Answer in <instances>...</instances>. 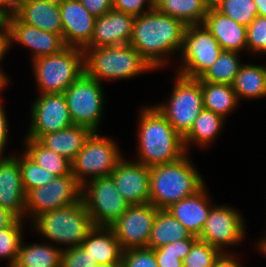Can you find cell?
I'll use <instances>...</instances> for the list:
<instances>
[{"mask_svg": "<svg viewBox=\"0 0 266 267\" xmlns=\"http://www.w3.org/2000/svg\"><path fill=\"white\" fill-rule=\"evenodd\" d=\"M186 25L179 19L153 7L136 16L130 45L156 70L170 63L169 58L181 52ZM174 53V54H173Z\"/></svg>", "mask_w": 266, "mask_h": 267, "instance_id": "cell-1", "label": "cell"}, {"mask_svg": "<svg viewBox=\"0 0 266 267\" xmlns=\"http://www.w3.org/2000/svg\"><path fill=\"white\" fill-rule=\"evenodd\" d=\"M139 111L135 161L152 167L178 161L187 154L183 138L154 105Z\"/></svg>", "mask_w": 266, "mask_h": 267, "instance_id": "cell-2", "label": "cell"}, {"mask_svg": "<svg viewBox=\"0 0 266 267\" xmlns=\"http://www.w3.org/2000/svg\"><path fill=\"white\" fill-rule=\"evenodd\" d=\"M204 185V179L187 153L178 161L150 167L149 203L157 209H167Z\"/></svg>", "mask_w": 266, "mask_h": 267, "instance_id": "cell-3", "label": "cell"}, {"mask_svg": "<svg viewBox=\"0 0 266 267\" xmlns=\"http://www.w3.org/2000/svg\"><path fill=\"white\" fill-rule=\"evenodd\" d=\"M85 73L103 84L134 78L155 71L130 44L98 48H84Z\"/></svg>", "mask_w": 266, "mask_h": 267, "instance_id": "cell-4", "label": "cell"}, {"mask_svg": "<svg viewBox=\"0 0 266 267\" xmlns=\"http://www.w3.org/2000/svg\"><path fill=\"white\" fill-rule=\"evenodd\" d=\"M32 230L48 241L63 244V249L81 246L88 233L95 227L82 198L60 209L45 212L35 217Z\"/></svg>", "mask_w": 266, "mask_h": 267, "instance_id": "cell-5", "label": "cell"}, {"mask_svg": "<svg viewBox=\"0 0 266 267\" xmlns=\"http://www.w3.org/2000/svg\"><path fill=\"white\" fill-rule=\"evenodd\" d=\"M40 94L64 93L84 72V50L66 46L59 53L31 61Z\"/></svg>", "mask_w": 266, "mask_h": 267, "instance_id": "cell-6", "label": "cell"}, {"mask_svg": "<svg viewBox=\"0 0 266 267\" xmlns=\"http://www.w3.org/2000/svg\"><path fill=\"white\" fill-rule=\"evenodd\" d=\"M175 82L167 101L154 106L184 138L203 109L201 81L175 72Z\"/></svg>", "mask_w": 266, "mask_h": 267, "instance_id": "cell-7", "label": "cell"}, {"mask_svg": "<svg viewBox=\"0 0 266 267\" xmlns=\"http://www.w3.org/2000/svg\"><path fill=\"white\" fill-rule=\"evenodd\" d=\"M118 143L93 131L71 162L72 174L82 186L88 180L110 176L124 157Z\"/></svg>", "mask_w": 266, "mask_h": 267, "instance_id": "cell-8", "label": "cell"}, {"mask_svg": "<svg viewBox=\"0 0 266 267\" xmlns=\"http://www.w3.org/2000/svg\"><path fill=\"white\" fill-rule=\"evenodd\" d=\"M221 46L204 24L187 25L180 52L177 74L200 79L218 59Z\"/></svg>", "mask_w": 266, "mask_h": 267, "instance_id": "cell-9", "label": "cell"}, {"mask_svg": "<svg viewBox=\"0 0 266 267\" xmlns=\"http://www.w3.org/2000/svg\"><path fill=\"white\" fill-rule=\"evenodd\" d=\"M102 86L84 72L65 90L64 96L74 124L86 126L92 131L100 130L106 102Z\"/></svg>", "mask_w": 266, "mask_h": 267, "instance_id": "cell-10", "label": "cell"}, {"mask_svg": "<svg viewBox=\"0 0 266 267\" xmlns=\"http://www.w3.org/2000/svg\"><path fill=\"white\" fill-rule=\"evenodd\" d=\"M81 191V198L94 226L110 227L130 205L117 190L111 176L88 180Z\"/></svg>", "mask_w": 266, "mask_h": 267, "instance_id": "cell-11", "label": "cell"}, {"mask_svg": "<svg viewBox=\"0 0 266 267\" xmlns=\"http://www.w3.org/2000/svg\"><path fill=\"white\" fill-rule=\"evenodd\" d=\"M82 186L74 175L55 177L47 185L36 187L26 193V217H35L55 209L73 205L81 199Z\"/></svg>", "mask_w": 266, "mask_h": 267, "instance_id": "cell-12", "label": "cell"}, {"mask_svg": "<svg viewBox=\"0 0 266 267\" xmlns=\"http://www.w3.org/2000/svg\"><path fill=\"white\" fill-rule=\"evenodd\" d=\"M239 211L227 205L214 204L198 239L222 253H229L226 248L237 246L245 240V220Z\"/></svg>", "mask_w": 266, "mask_h": 267, "instance_id": "cell-13", "label": "cell"}, {"mask_svg": "<svg viewBox=\"0 0 266 267\" xmlns=\"http://www.w3.org/2000/svg\"><path fill=\"white\" fill-rule=\"evenodd\" d=\"M31 102V122L25 138L38 140L42 135L72 126V118L64 93L39 94Z\"/></svg>", "mask_w": 266, "mask_h": 267, "instance_id": "cell-14", "label": "cell"}, {"mask_svg": "<svg viewBox=\"0 0 266 267\" xmlns=\"http://www.w3.org/2000/svg\"><path fill=\"white\" fill-rule=\"evenodd\" d=\"M158 210L151 203L129 205L125 213L110 226L123 251L148 247Z\"/></svg>", "mask_w": 266, "mask_h": 267, "instance_id": "cell-15", "label": "cell"}, {"mask_svg": "<svg viewBox=\"0 0 266 267\" xmlns=\"http://www.w3.org/2000/svg\"><path fill=\"white\" fill-rule=\"evenodd\" d=\"M13 43L21 44L31 53V61L42 56L59 53L66 47L61 34L51 33L22 22L15 14L6 17Z\"/></svg>", "mask_w": 266, "mask_h": 267, "instance_id": "cell-16", "label": "cell"}, {"mask_svg": "<svg viewBox=\"0 0 266 267\" xmlns=\"http://www.w3.org/2000/svg\"><path fill=\"white\" fill-rule=\"evenodd\" d=\"M110 176L127 203H149L150 167L123 157Z\"/></svg>", "mask_w": 266, "mask_h": 267, "instance_id": "cell-17", "label": "cell"}, {"mask_svg": "<svg viewBox=\"0 0 266 267\" xmlns=\"http://www.w3.org/2000/svg\"><path fill=\"white\" fill-rule=\"evenodd\" d=\"M59 9L64 44L84 49L92 39L96 17L79 0H66Z\"/></svg>", "mask_w": 266, "mask_h": 267, "instance_id": "cell-18", "label": "cell"}, {"mask_svg": "<svg viewBox=\"0 0 266 267\" xmlns=\"http://www.w3.org/2000/svg\"><path fill=\"white\" fill-rule=\"evenodd\" d=\"M135 16L112 9L96 17L94 33L85 48H98L129 44Z\"/></svg>", "mask_w": 266, "mask_h": 267, "instance_id": "cell-19", "label": "cell"}, {"mask_svg": "<svg viewBox=\"0 0 266 267\" xmlns=\"http://www.w3.org/2000/svg\"><path fill=\"white\" fill-rule=\"evenodd\" d=\"M25 197L18 158L0 159V206L24 220Z\"/></svg>", "mask_w": 266, "mask_h": 267, "instance_id": "cell-20", "label": "cell"}, {"mask_svg": "<svg viewBox=\"0 0 266 267\" xmlns=\"http://www.w3.org/2000/svg\"><path fill=\"white\" fill-rule=\"evenodd\" d=\"M204 185L198 192L171 204L166 210L179 221L191 235L199 237L213 204Z\"/></svg>", "mask_w": 266, "mask_h": 267, "instance_id": "cell-21", "label": "cell"}, {"mask_svg": "<svg viewBox=\"0 0 266 267\" xmlns=\"http://www.w3.org/2000/svg\"><path fill=\"white\" fill-rule=\"evenodd\" d=\"M203 24L216 38L223 50L247 51V27L210 6Z\"/></svg>", "mask_w": 266, "mask_h": 267, "instance_id": "cell-22", "label": "cell"}, {"mask_svg": "<svg viewBox=\"0 0 266 267\" xmlns=\"http://www.w3.org/2000/svg\"><path fill=\"white\" fill-rule=\"evenodd\" d=\"M15 15L26 24L62 35L60 9L45 0H22Z\"/></svg>", "mask_w": 266, "mask_h": 267, "instance_id": "cell-23", "label": "cell"}, {"mask_svg": "<svg viewBox=\"0 0 266 267\" xmlns=\"http://www.w3.org/2000/svg\"><path fill=\"white\" fill-rule=\"evenodd\" d=\"M81 247L101 266L122 260L123 250L110 227L95 226L83 240Z\"/></svg>", "mask_w": 266, "mask_h": 267, "instance_id": "cell-24", "label": "cell"}, {"mask_svg": "<svg viewBox=\"0 0 266 267\" xmlns=\"http://www.w3.org/2000/svg\"><path fill=\"white\" fill-rule=\"evenodd\" d=\"M92 132L86 126L73 124L60 131L44 134L38 141L46 148L72 162Z\"/></svg>", "mask_w": 266, "mask_h": 267, "instance_id": "cell-25", "label": "cell"}, {"mask_svg": "<svg viewBox=\"0 0 266 267\" xmlns=\"http://www.w3.org/2000/svg\"><path fill=\"white\" fill-rule=\"evenodd\" d=\"M225 121L226 119L222 116L203 108L195 119L192 128L183 138L186 152L188 151L187 153H189L191 148L189 146L193 144L200 149L210 147V144H212L211 142H214L218 134L221 133Z\"/></svg>", "mask_w": 266, "mask_h": 267, "instance_id": "cell-26", "label": "cell"}, {"mask_svg": "<svg viewBox=\"0 0 266 267\" xmlns=\"http://www.w3.org/2000/svg\"><path fill=\"white\" fill-rule=\"evenodd\" d=\"M239 101L266 98V65L243 64L232 83Z\"/></svg>", "mask_w": 266, "mask_h": 267, "instance_id": "cell-27", "label": "cell"}, {"mask_svg": "<svg viewBox=\"0 0 266 267\" xmlns=\"http://www.w3.org/2000/svg\"><path fill=\"white\" fill-rule=\"evenodd\" d=\"M211 4L207 0H156L154 7L186 26L203 24Z\"/></svg>", "mask_w": 266, "mask_h": 267, "instance_id": "cell-28", "label": "cell"}, {"mask_svg": "<svg viewBox=\"0 0 266 267\" xmlns=\"http://www.w3.org/2000/svg\"><path fill=\"white\" fill-rule=\"evenodd\" d=\"M54 245L49 242L24 244L23 240L13 267H60L63 247Z\"/></svg>", "mask_w": 266, "mask_h": 267, "instance_id": "cell-29", "label": "cell"}, {"mask_svg": "<svg viewBox=\"0 0 266 267\" xmlns=\"http://www.w3.org/2000/svg\"><path fill=\"white\" fill-rule=\"evenodd\" d=\"M203 108L213 111L224 119L240 104L232 85L201 82Z\"/></svg>", "mask_w": 266, "mask_h": 267, "instance_id": "cell-30", "label": "cell"}, {"mask_svg": "<svg viewBox=\"0 0 266 267\" xmlns=\"http://www.w3.org/2000/svg\"><path fill=\"white\" fill-rule=\"evenodd\" d=\"M190 236L191 233L166 209H159L151 230L148 248L157 249Z\"/></svg>", "mask_w": 266, "mask_h": 267, "instance_id": "cell-31", "label": "cell"}, {"mask_svg": "<svg viewBox=\"0 0 266 267\" xmlns=\"http://www.w3.org/2000/svg\"><path fill=\"white\" fill-rule=\"evenodd\" d=\"M24 141L23 152L40 167L56 177L72 173L71 161L66 157L46 148L36 139L24 138Z\"/></svg>", "mask_w": 266, "mask_h": 267, "instance_id": "cell-32", "label": "cell"}, {"mask_svg": "<svg viewBox=\"0 0 266 267\" xmlns=\"http://www.w3.org/2000/svg\"><path fill=\"white\" fill-rule=\"evenodd\" d=\"M239 52L222 50L218 59L199 79L201 82L232 85L235 76L243 65Z\"/></svg>", "mask_w": 266, "mask_h": 267, "instance_id": "cell-33", "label": "cell"}, {"mask_svg": "<svg viewBox=\"0 0 266 267\" xmlns=\"http://www.w3.org/2000/svg\"><path fill=\"white\" fill-rule=\"evenodd\" d=\"M23 220L16 218L9 226L0 229V260H8V267H13L18 258L23 241Z\"/></svg>", "mask_w": 266, "mask_h": 267, "instance_id": "cell-34", "label": "cell"}, {"mask_svg": "<svg viewBox=\"0 0 266 267\" xmlns=\"http://www.w3.org/2000/svg\"><path fill=\"white\" fill-rule=\"evenodd\" d=\"M197 239V236L191 235L187 239L154 249L158 267H183V259L189 254L191 246Z\"/></svg>", "mask_w": 266, "mask_h": 267, "instance_id": "cell-35", "label": "cell"}, {"mask_svg": "<svg viewBox=\"0 0 266 267\" xmlns=\"http://www.w3.org/2000/svg\"><path fill=\"white\" fill-rule=\"evenodd\" d=\"M213 6L222 14L246 27L257 16L254 0H218Z\"/></svg>", "mask_w": 266, "mask_h": 267, "instance_id": "cell-36", "label": "cell"}, {"mask_svg": "<svg viewBox=\"0 0 266 267\" xmlns=\"http://www.w3.org/2000/svg\"><path fill=\"white\" fill-rule=\"evenodd\" d=\"M15 156L18 158L25 193L36 187L47 185L56 177L43 167L36 164L24 152L20 155V157L19 155Z\"/></svg>", "mask_w": 266, "mask_h": 267, "instance_id": "cell-37", "label": "cell"}, {"mask_svg": "<svg viewBox=\"0 0 266 267\" xmlns=\"http://www.w3.org/2000/svg\"><path fill=\"white\" fill-rule=\"evenodd\" d=\"M222 254L217 248L197 239L189 254L183 259V267H214Z\"/></svg>", "mask_w": 266, "mask_h": 267, "instance_id": "cell-38", "label": "cell"}, {"mask_svg": "<svg viewBox=\"0 0 266 267\" xmlns=\"http://www.w3.org/2000/svg\"><path fill=\"white\" fill-rule=\"evenodd\" d=\"M247 52L266 54V17L256 16L247 27Z\"/></svg>", "mask_w": 266, "mask_h": 267, "instance_id": "cell-39", "label": "cell"}, {"mask_svg": "<svg viewBox=\"0 0 266 267\" xmlns=\"http://www.w3.org/2000/svg\"><path fill=\"white\" fill-rule=\"evenodd\" d=\"M122 267H158L154 249L132 248L122 252Z\"/></svg>", "mask_w": 266, "mask_h": 267, "instance_id": "cell-40", "label": "cell"}, {"mask_svg": "<svg viewBox=\"0 0 266 267\" xmlns=\"http://www.w3.org/2000/svg\"><path fill=\"white\" fill-rule=\"evenodd\" d=\"M93 259L81 246L63 249L60 267H95Z\"/></svg>", "mask_w": 266, "mask_h": 267, "instance_id": "cell-41", "label": "cell"}, {"mask_svg": "<svg viewBox=\"0 0 266 267\" xmlns=\"http://www.w3.org/2000/svg\"><path fill=\"white\" fill-rule=\"evenodd\" d=\"M112 1H113V9L133 15L135 17L149 12L154 7L153 0H112Z\"/></svg>", "mask_w": 266, "mask_h": 267, "instance_id": "cell-42", "label": "cell"}, {"mask_svg": "<svg viewBox=\"0 0 266 267\" xmlns=\"http://www.w3.org/2000/svg\"><path fill=\"white\" fill-rule=\"evenodd\" d=\"M85 9L95 17H100L113 9L112 0H79Z\"/></svg>", "mask_w": 266, "mask_h": 267, "instance_id": "cell-43", "label": "cell"}, {"mask_svg": "<svg viewBox=\"0 0 266 267\" xmlns=\"http://www.w3.org/2000/svg\"><path fill=\"white\" fill-rule=\"evenodd\" d=\"M8 132H9V125H8V117L5 111V107L3 102L0 103V159H6L12 157L13 154L4 155L5 147L8 144Z\"/></svg>", "mask_w": 266, "mask_h": 267, "instance_id": "cell-44", "label": "cell"}, {"mask_svg": "<svg viewBox=\"0 0 266 267\" xmlns=\"http://www.w3.org/2000/svg\"><path fill=\"white\" fill-rule=\"evenodd\" d=\"M11 49V42H10V32L6 22L0 27V64L2 60H4L5 55L7 54L8 50ZM3 68L0 65V73H5L2 71Z\"/></svg>", "mask_w": 266, "mask_h": 267, "instance_id": "cell-45", "label": "cell"}, {"mask_svg": "<svg viewBox=\"0 0 266 267\" xmlns=\"http://www.w3.org/2000/svg\"><path fill=\"white\" fill-rule=\"evenodd\" d=\"M214 267H245L240 263L237 258V254L223 253L219 259L215 262Z\"/></svg>", "mask_w": 266, "mask_h": 267, "instance_id": "cell-46", "label": "cell"}, {"mask_svg": "<svg viewBox=\"0 0 266 267\" xmlns=\"http://www.w3.org/2000/svg\"><path fill=\"white\" fill-rule=\"evenodd\" d=\"M22 0H0V13L8 17L17 12Z\"/></svg>", "mask_w": 266, "mask_h": 267, "instance_id": "cell-47", "label": "cell"}, {"mask_svg": "<svg viewBox=\"0 0 266 267\" xmlns=\"http://www.w3.org/2000/svg\"><path fill=\"white\" fill-rule=\"evenodd\" d=\"M15 219L12 213L0 206V229L9 226Z\"/></svg>", "mask_w": 266, "mask_h": 267, "instance_id": "cell-48", "label": "cell"}, {"mask_svg": "<svg viewBox=\"0 0 266 267\" xmlns=\"http://www.w3.org/2000/svg\"><path fill=\"white\" fill-rule=\"evenodd\" d=\"M257 6V16L266 17V0H254Z\"/></svg>", "mask_w": 266, "mask_h": 267, "instance_id": "cell-49", "label": "cell"}, {"mask_svg": "<svg viewBox=\"0 0 266 267\" xmlns=\"http://www.w3.org/2000/svg\"><path fill=\"white\" fill-rule=\"evenodd\" d=\"M8 75L6 73H0V97L1 95V91H3L7 86H8V82H10L9 78L7 77ZM0 103H2V99L0 98Z\"/></svg>", "mask_w": 266, "mask_h": 267, "instance_id": "cell-50", "label": "cell"}, {"mask_svg": "<svg viewBox=\"0 0 266 267\" xmlns=\"http://www.w3.org/2000/svg\"><path fill=\"white\" fill-rule=\"evenodd\" d=\"M262 238H260V240H258V241L256 240L257 243H255V244H256V246H257L256 248L259 250V252L266 256V235Z\"/></svg>", "mask_w": 266, "mask_h": 267, "instance_id": "cell-51", "label": "cell"}, {"mask_svg": "<svg viewBox=\"0 0 266 267\" xmlns=\"http://www.w3.org/2000/svg\"><path fill=\"white\" fill-rule=\"evenodd\" d=\"M50 5H53L55 7H60L66 0H45Z\"/></svg>", "mask_w": 266, "mask_h": 267, "instance_id": "cell-52", "label": "cell"}, {"mask_svg": "<svg viewBox=\"0 0 266 267\" xmlns=\"http://www.w3.org/2000/svg\"><path fill=\"white\" fill-rule=\"evenodd\" d=\"M95 267H122V262H113L110 264H106V265H97Z\"/></svg>", "mask_w": 266, "mask_h": 267, "instance_id": "cell-53", "label": "cell"}, {"mask_svg": "<svg viewBox=\"0 0 266 267\" xmlns=\"http://www.w3.org/2000/svg\"><path fill=\"white\" fill-rule=\"evenodd\" d=\"M6 22V17L0 13V27Z\"/></svg>", "mask_w": 266, "mask_h": 267, "instance_id": "cell-54", "label": "cell"}, {"mask_svg": "<svg viewBox=\"0 0 266 267\" xmlns=\"http://www.w3.org/2000/svg\"><path fill=\"white\" fill-rule=\"evenodd\" d=\"M211 5H213L215 2H217L218 0H207Z\"/></svg>", "mask_w": 266, "mask_h": 267, "instance_id": "cell-55", "label": "cell"}]
</instances>
